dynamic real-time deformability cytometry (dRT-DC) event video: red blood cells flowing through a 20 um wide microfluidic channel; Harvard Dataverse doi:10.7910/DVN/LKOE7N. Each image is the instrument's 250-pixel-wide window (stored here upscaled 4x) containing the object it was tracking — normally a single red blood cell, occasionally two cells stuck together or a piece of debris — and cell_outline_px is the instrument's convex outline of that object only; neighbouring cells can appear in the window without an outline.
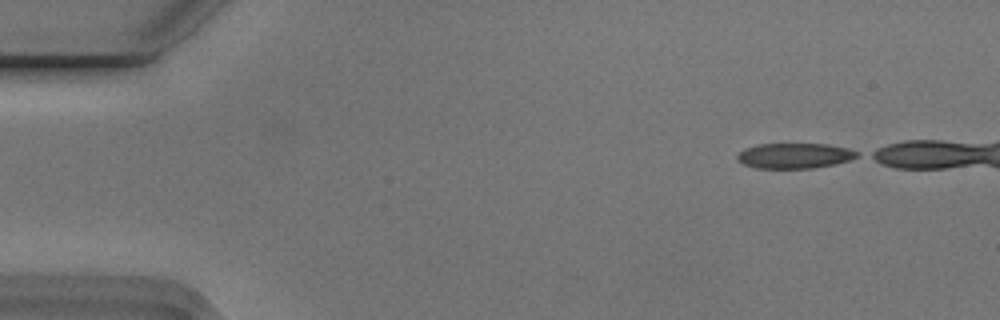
{"species": "Egyptian fruit bat (a non-hibernating species)", "species_latin": "Rousettus aegyptiacus", "temperature_condition": "cold", "stored_images_in_passage": 30, "camera_frame_rate_fps": 3000, "um_per_image_px": 0.085, "animal": {"sex": "male"}, "frame": {"image": 1, "passage_image": 1, "time_ms": 0.0, "image_size_px": [1000, 320], "cell_outline_px": [[860, 156], [836, 164], [812, 168], [756, 168], [744, 164], [736, 160], [736, 156], [744, 148], [756, 144], [828, 144], [848, 148], [860, 152]], "centroid_in_image_um": [67.54, 13.23], "position_along_channel_um": 17.5, "area_um2": 17.8}}
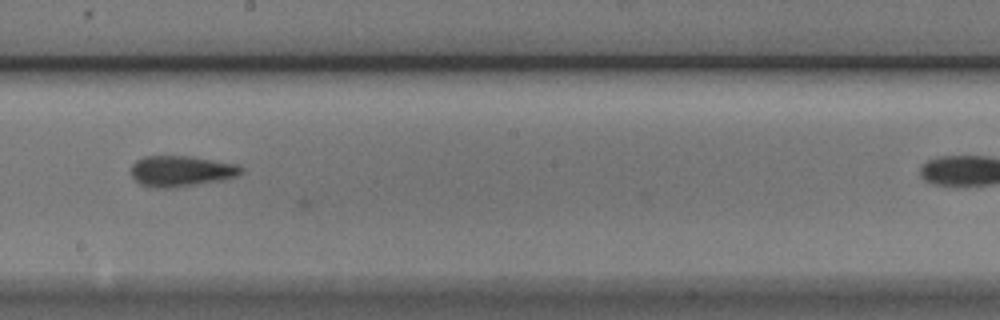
{"frame": {"image": 2, "passage_image": 26, "time_ms": 8.333, "image_size_px": [1000, 320], "cell_outline_px": [[244, 172], [236, 176], [224, 180], [172, 188], [156, 188], [140, 184], [132, 176], [132, 164], [136, 160], [144, 156], [192, 156], [236, 164], [244, 168]], "centroid_in_image_um": [15.42, 14.54], "position_along_channel_um": 232.8, "area_um2": 19.88}}
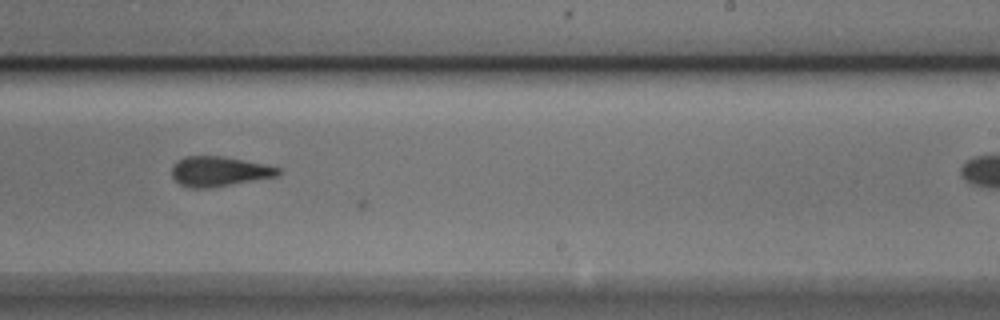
{"frame": {"image": 3, "passage_image": 29, "time_ms": 9.333, "image_size_px": [1000, 320], "cell_outline_px": [[280, 172], [276, 176], [212, 188], [188, 188], [180, 184], [172, 176], [172, 164], [176, 160], [184, 156], [220, 156], [264, 164], [280, 168]], "centroid_in_image_um": [18.56, 14.57], "position_along_channel_um": 270.4, "area_um2": 18.5}}